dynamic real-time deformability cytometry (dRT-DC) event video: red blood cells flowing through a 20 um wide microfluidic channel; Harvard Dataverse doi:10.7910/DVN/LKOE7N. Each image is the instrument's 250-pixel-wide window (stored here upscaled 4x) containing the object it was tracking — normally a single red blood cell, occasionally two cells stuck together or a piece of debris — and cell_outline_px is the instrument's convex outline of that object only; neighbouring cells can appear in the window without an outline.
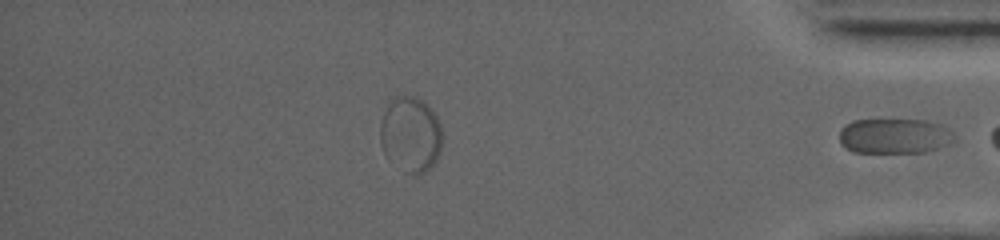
{"species": "common noctule bat (a hibernating species)", "species_latin": "Nyctalus noctula", "temperature_condition": "warm", "stored_images_in_passage": 59, "segment_of_instrument_passage": [2, 2], "camera_frame_rate_fps": 5000, "um_per_image_px": 0.085, "animal": {"sex": "female", "body_mass_g": 19.0, "forearm_length_mm": 53.3}, "frame": {"image": 1, "passage_image": 59, "time_ms": 13.0, "image_size_px": [1000, 240], "cell_outline_px": [[956, 136], [952, 140], [936, 148], [924, 152], [852, 152], [840, 140], [840, 128], [844, 124], [852, 120], [928, 120], [944, 124], [952, 128]], "centroid_in_image_um": [76.06, 11.53], "position_along_channel_um": 359.1, "area_um2": 23.58}}